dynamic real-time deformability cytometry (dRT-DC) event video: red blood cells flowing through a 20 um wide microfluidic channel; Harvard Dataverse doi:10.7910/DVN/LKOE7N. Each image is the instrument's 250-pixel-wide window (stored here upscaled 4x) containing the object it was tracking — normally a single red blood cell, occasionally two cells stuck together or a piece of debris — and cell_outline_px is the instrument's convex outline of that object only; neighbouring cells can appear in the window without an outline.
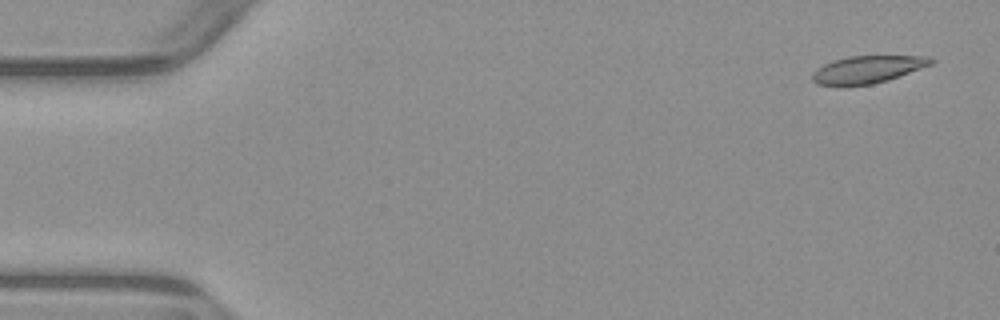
{"species": "common noctule bat (a hibernating species)", "species_latin": "Nyctalus noctula", "temperature_condition": "warm", "stored_images_in_passage": 5, "camera_frame_rate_fps": 3000, "um_per_image_px": 0.085, "animal": {"sex": "male", "body_mass_g": 23.1, "forearm_length_mm": 52.7}, "frame": {"image": 1, "passage_image": 1, "time_ms": 0.0, "image_size_px": [1000, 320], "cell_outline_px": [[936, 60], [932, 64], [888, 80], [872, 84], [840, 88], [816, 84], [812, 80], [812, 72], [816, 68], [824, 64], [848, 56], [928, 56]], "centroid_in_image_um": [73.68, 5.94], "position_along_channel_um": 11.3, "area_um2": 19.36}}
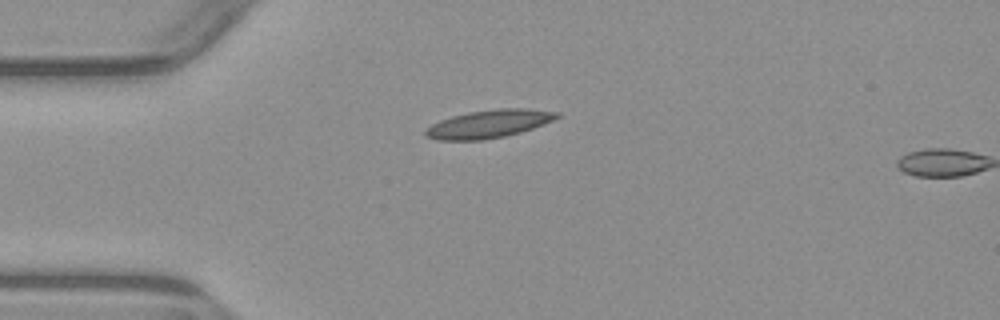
{"frame": {"image": 2, "passage_image": 4, "time_ms": 3.667, "image_size_px": [1000, 320], "cell_outline_px": [[560, 116], [544, 124], [520, 132], [504, 136], [484, 140], [440, 140], [424, 136], [424, 128], [440, 120], [452, 116], [468, 112], [496, 108], [528, 108], [560, 112]], "centroid_in_image_um": [41.53, 10.52], "position_along_channel_um": 43.5, "area_um2": 21.56}}